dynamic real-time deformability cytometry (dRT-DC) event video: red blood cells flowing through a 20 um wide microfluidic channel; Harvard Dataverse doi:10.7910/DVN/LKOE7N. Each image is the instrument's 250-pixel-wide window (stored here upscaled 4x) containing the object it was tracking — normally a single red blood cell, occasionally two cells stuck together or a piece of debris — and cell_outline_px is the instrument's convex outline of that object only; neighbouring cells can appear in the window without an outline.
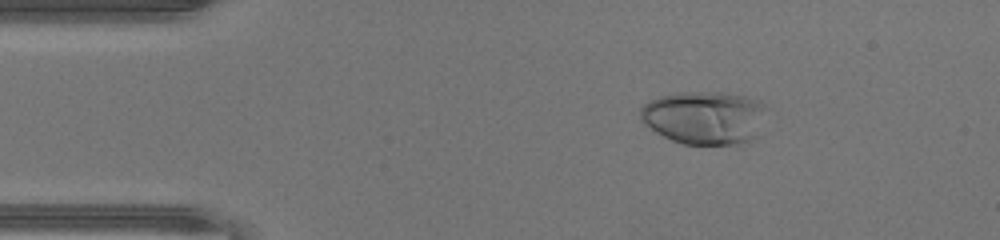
{"species": "human", "species_latin": "Homo sapiens", "temperature_condition": "warm", "stored_images_in_passage": 45, "camera_frame_rate_fps": 3000, "um_per_image_px": 0.085, "donor": {"sex": "male"}, "frame": {"image": 1, "passage_image": 6, "time_ms": 1.667, "image_size_px": [1000, 240], "cell_outline_px": [[768, 108], [752, 136], [748, 140], [736, 144], [684, 144], [672, 140], [656, 132], [644, 124], [640, 120], [640, 108], [648, 100], [660, 96], [676, 92], [724, 92], [744, 96], [760, 100]], "centroid_in_image_um": [59.81, 9.96], "position_along_channel_um": 25.2, "area_um2": 38.96}}
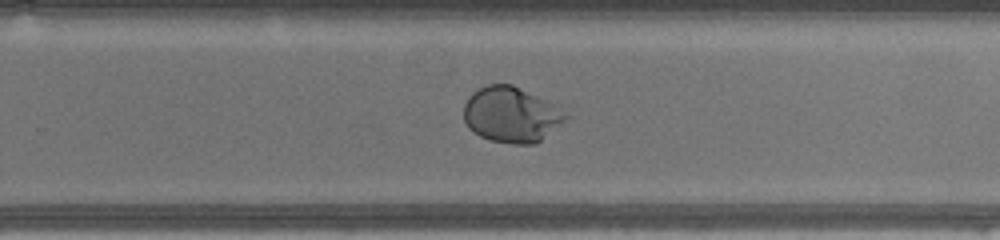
{"frame": {"image": 2, "passage_image": 28, "time_ms": 9.0, "image_size_px": [1000, 240], "cell_outline_px": [[572, 116], [536, 144], [512, 144], [492, 140], [480, 136], [472, 132], [468, 128], [464, 120], [464, 104], [468, 96], [472, 92], [488, 84], [512, 84], [552, 104]], "centroid_in_image_um": [43.44, 9.76], "position_along_channel_um": 286.4, "area_um2": 32.95}}
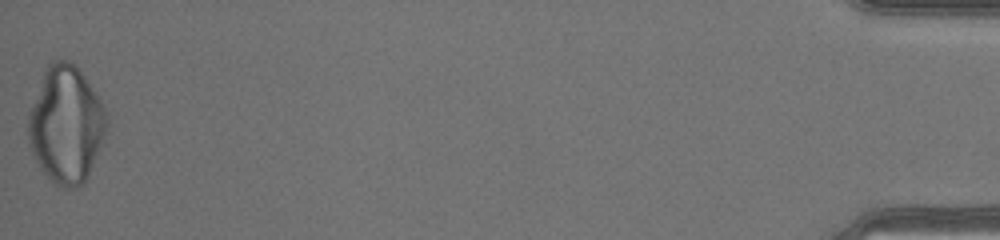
{"frame": {"image": 3, "passage_image": 45, "time_ms": 14.667, "image_size_px": [1000, 240], "cell_outline_px": [[108, 124], [100, 148], [88, 176], [84, 184], [72, 188], [60, 188], [52, 184], [40, 168], [28, 144], [28, 112], [44, 68], [52, 60], [68, 60], [76, 64], [96, 92], [104, 104], [108, 116]], "centroid_in_image_um": [5.61, 10.58], "position_along_channel_um": 429.6, "area_um2": 54.33}, "authors_computed_cell_mechanics": {"area_um2": 35.9516, "velocity_mm_per_s": 4.4482, "shape_relaxation_time_tau1_ms": 3.2229, "shape_relaxation_time_tau2_ms": null, "deformation_change_tau1": 0.2366, "deformation_change_tau2": null}}